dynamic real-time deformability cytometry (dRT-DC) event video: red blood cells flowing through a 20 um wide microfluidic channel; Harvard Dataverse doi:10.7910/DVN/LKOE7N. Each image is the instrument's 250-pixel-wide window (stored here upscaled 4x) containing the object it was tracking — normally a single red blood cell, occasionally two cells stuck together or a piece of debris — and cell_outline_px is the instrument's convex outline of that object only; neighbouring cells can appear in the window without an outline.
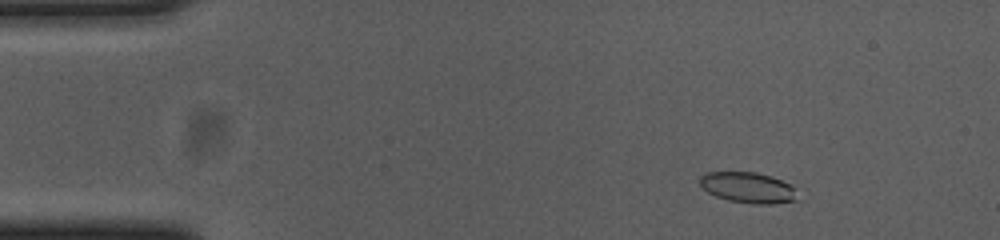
{"species": "common noctule bat (a hibernating species)", "species_latin": "Nyctalus noctula", "temperature_condition": "cold", "stored_images_in_passage": 53, "camera_frame_rate_fps": 3000, "um_per_image_px": 0.085, "animal": {"sex": "female", "body_mass_g": 23.0, "forearm_length_mm": 53.4}, "frame": {"image": 1, "passage_image": 5, "time_ms": 1.333, "image_size_px": [1000, 240], "cell_outline_px": [[800, 200], [772, 204], [752, 204], [728, 200], [716, 196], [708, 192], [700, 184], [700, 176], [708, 172], [756, 172], [772, 176], [796, 188]], "centroid_in_image_um": [63.63, 15.96], "position_along_channel_um": 21.4, "area_um2": 17.63}}
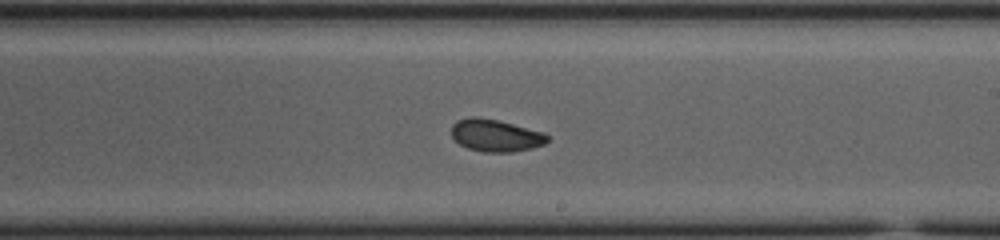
{"frame": {"image": 2, "passage_image": 30, "time_ms": 9.667, "image_size_px": [1000, 240], "cell_outline_px": [[548, 140], [544, 144], [532, 148], [512, 152], [484, 152], [468, 148], [460, 144], [452, 136], [452, 124], [456, 120], [472, 116], [476, 116], [500, 120], [544, 132], [548, 136]], "centroid_in_image_um": [42.13, 11.5], "position_along_channel_um": 246.9, "area_um2": 18.15}}
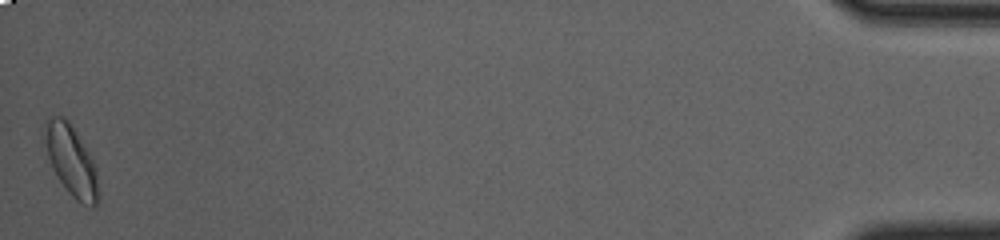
{"frame": {"image": 3, "passage_image": 53, "time_ms": 17.333, "image_size_px": [1000, 240], "cell_outline_px": [[100, 196], [96, 204], [84, 204], [76, 200], [68, 192], [60, 180], [48, 156], [48, 116], [64, 116], [68, 120], [96, 164]], "centroid_in_image_um": [6.15, 13.71], "position_along_channel_um": 429.0, "area_um2": 21.04}, "authors_computed_cell_mechanics": {"area_um2": 18.0914, "velocity_mm_per_s": 3.6661, "shape_relaxation_time_tau1_ms": 10.3388, "shape_relaxation_time_tau2_ms": 2.5632, "deformation_change_tau1": 0.1836, "deformation_change_tau2": 0.0688}}